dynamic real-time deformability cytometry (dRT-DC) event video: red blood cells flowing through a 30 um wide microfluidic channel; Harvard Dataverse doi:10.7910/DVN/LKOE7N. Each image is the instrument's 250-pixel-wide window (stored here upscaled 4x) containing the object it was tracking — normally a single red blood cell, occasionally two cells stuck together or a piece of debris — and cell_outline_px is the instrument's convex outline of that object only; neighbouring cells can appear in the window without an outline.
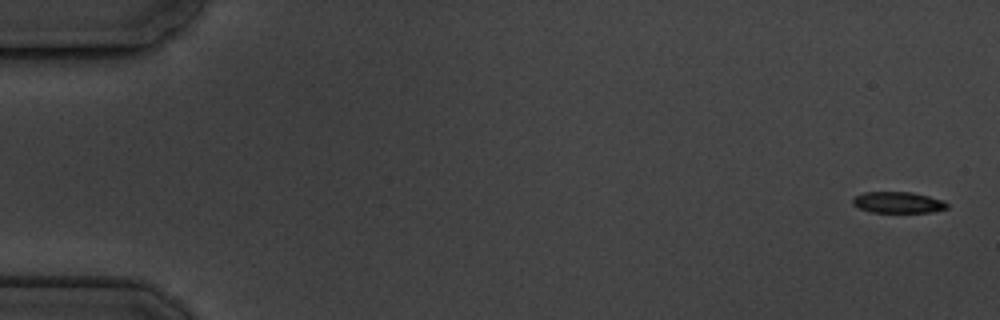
{"species": "common noctule bat (a hibernating species)", "species_latin": "Nyctalus noctula", "temperature_condition": "cold", "stored_images_in_passage": 6, "camera_frame_rate_fps": 3000, "um_per_image_px": 0.085, "animal": {"sex": "male", "body_mass_g": 19.5, "forearm_length_mm": 54.6}, "frame": {"image": 1, "passage_image": 1, "time_ms": 0.0, "image_size_px": [1000, 320], "cell_outline_px": [[948, 208], [932, 212], [872, 212], [860, 208], [852, 204], [852, 200], [856, 196], [864, 192], [912, 192], [944, 200], [948, 204]], "centroid_in_image_um": [76.36, 17.2], "position_along_channel_um": 8.6, "area_um2": 11.62}}